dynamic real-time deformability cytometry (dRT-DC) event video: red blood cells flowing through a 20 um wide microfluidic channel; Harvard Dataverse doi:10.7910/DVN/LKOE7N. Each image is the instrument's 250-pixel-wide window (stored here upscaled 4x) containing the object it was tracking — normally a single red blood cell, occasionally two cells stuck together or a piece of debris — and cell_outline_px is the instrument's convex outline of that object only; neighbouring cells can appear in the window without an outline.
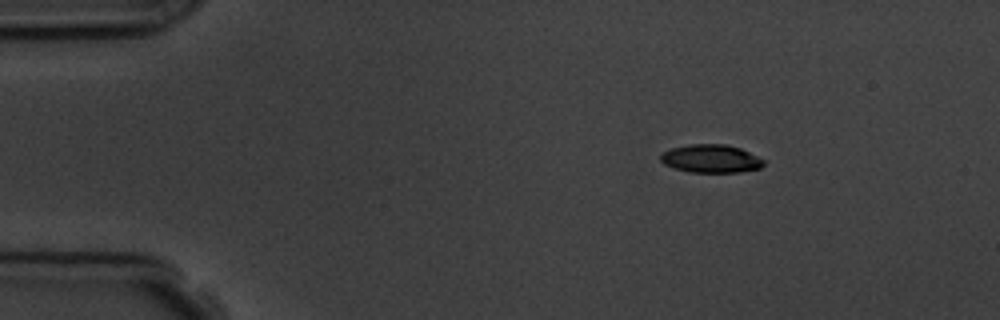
{"species": "common noctule bat (a hibernating species)", "species_latin": "Nyctalus noctula", "temperature_condition": "room temperature", "stored_images_in_passage": 5, "camera_frame_rate_fps": 3000, "um_per_image_px": 0.085, "animal": {"sex": "male", "body_mass_g": 19.5, "forearm_length_mm": 54.6}, "frame": {"image": 1, "passage_image": 1, "time_ms": 0.0, "image_size_px": [1000, 320], "cell_outline_px": [[764, 164], [760, 168], [740, 172], [692, 172], [676, 168], [664, 164], [660, 160], [660, 156], [664, 152], [672, 148], [688, 144], [724, 144], [740, 148], [764, 160]], "centroid_in_image_um": [60.43, 13.48], "position_along_channel_um": 24.6, "area_um2": 16.7}}
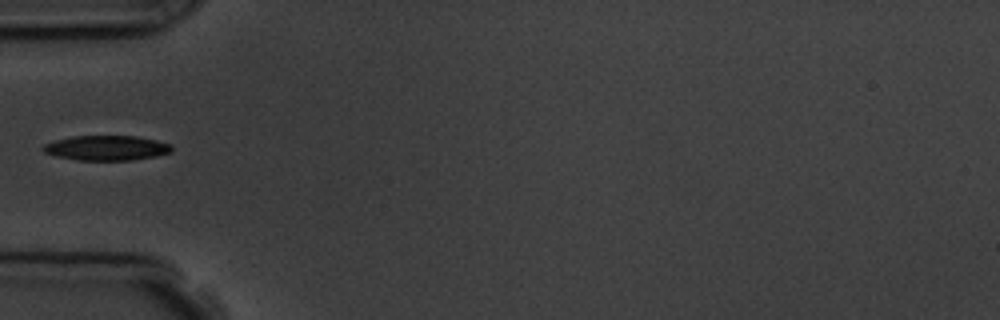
{"frame": {"image": 2, "passage_image": 4, "time_ms": 3.333, "image_size_px": [1000, 320], "cell_outline_px": [[172, 152], [156, 156], [132, 160], [76, 160], [56, 156], [44, 152], [40, 148], [44, 144], [56, 140], [72, 136], [136, 136], [156, 140], [172, 144]], "centroid_in_image_um": [9.06, 12.57], "position_along_channel_um": 75.9, "area_um2": 18.73}}